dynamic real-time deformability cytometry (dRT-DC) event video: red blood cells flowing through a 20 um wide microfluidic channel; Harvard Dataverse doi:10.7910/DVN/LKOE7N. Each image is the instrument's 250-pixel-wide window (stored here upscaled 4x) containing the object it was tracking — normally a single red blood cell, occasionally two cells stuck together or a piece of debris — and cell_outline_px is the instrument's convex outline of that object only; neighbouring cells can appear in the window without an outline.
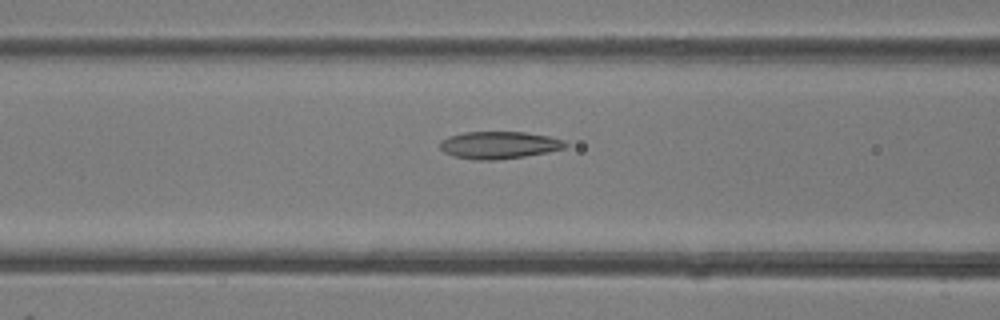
{"species": "common noctule bat (a hibernating species)", "species_latin": "Nyctalus noctula", "temperature_condition": "room temperature", "stored_images_in_passage": 35, "camera_frame_rate_fps": 3000, "um_per_image_px": 0.085, "animal": {"sex": "female"}, "frame": {"image": 1, "passage_image": 11, "time_ms": 3.333, "image_size_px": [1000, 320], "cell_outline_px": [[568, 144], [564, 148], [548, 152], [524, 156], [496, 160], [472, 160], [452, 156], [444, 152], [440, 148], [440, 140], [448, 136], [464, 132], [524, 132], [548, 136], [564, 140]], "centroid_in_image_um": [42.38, 12.33], "position_along_channel_um": 124.2, "area_um2": 20.06}}
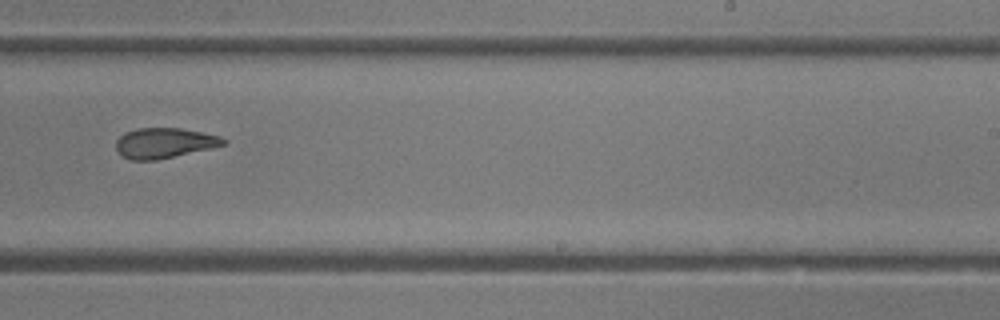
{"frame": {"image": 2, "passage_image": 20, "time_ms": 6.333, "image_size_px": [1000, 320], "cell_outline_px": [[228, 144], [212, 148], [156, 160], [132, 160], [124, 156], [116, 148], [116, 140], [124, 132], [136, 128], [180, 128], [220, 136], [228, 140]], "centroid_in_image_um": [14.0, 12.15], "position_along_channel_um": 275.0, "area_um2": 18.9}}
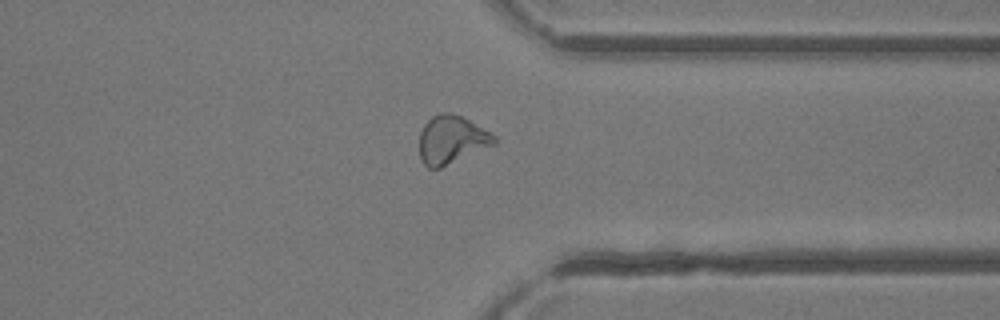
{"frame": {"image": 3, "passage_image": 26, "time_ms": 8.333, "image_size_px": [1000, 320], "cell_outline_px": [[496, 144], [440, 168], [428, 168], [420, 160], [420, 132], [424, 124], [432, 116], [440, 112], [448, 112], [460, 116], [468, 120], [496, 136]], "centroid_in_image_um": [38.36, 11.88], "position_along_channel_um": 373.0, "area_um2": 20.87}}